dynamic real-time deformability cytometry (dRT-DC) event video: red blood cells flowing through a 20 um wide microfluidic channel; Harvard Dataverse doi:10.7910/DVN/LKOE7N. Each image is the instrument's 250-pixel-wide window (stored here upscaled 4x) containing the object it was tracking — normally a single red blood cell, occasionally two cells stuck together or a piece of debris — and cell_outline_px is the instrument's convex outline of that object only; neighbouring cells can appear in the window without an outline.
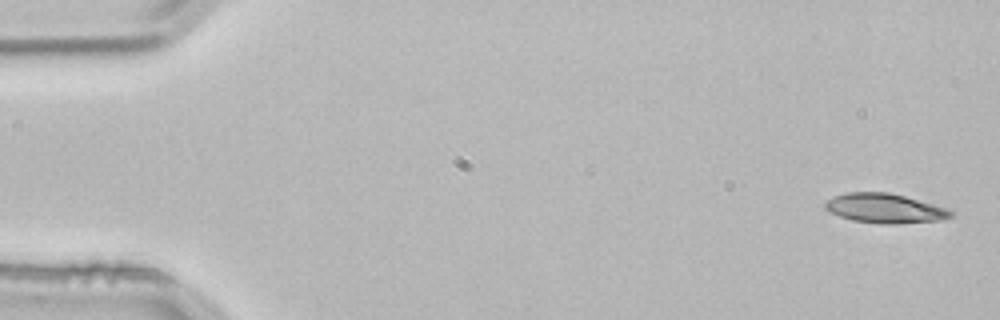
{"species": "common noctule bat (a hibernating species)", "species_latin": "Nyctalus noctula", "temperature_condition": "room temperature", "stored_images_in_passage": 3, "camera_frame_rate_fps": 3000, "um_per_image_px": 0.085, "animal": {"sex": "male", "body_mass_g": 21.5, "forearm_length_mm": 52.0}, "frame": {"image": 1, "passage_image": 3, "time_ms": 0.667, "image_size_px": [1000, 320], "cell_outline_px": [[952, 216], [944, 220], [896, 224], [880, 224], [852, 220], [828, 212], [824, 208], [824, 204], [828, 200], [836, 196], [848, 192], [888, 192], [904, 196], [932, 204], [944, 208], [952, 212]], "centroid_in_image_um": [75.18, 17.72], "position_along_channel_um": 9.8, "area_um2": 21.44}}